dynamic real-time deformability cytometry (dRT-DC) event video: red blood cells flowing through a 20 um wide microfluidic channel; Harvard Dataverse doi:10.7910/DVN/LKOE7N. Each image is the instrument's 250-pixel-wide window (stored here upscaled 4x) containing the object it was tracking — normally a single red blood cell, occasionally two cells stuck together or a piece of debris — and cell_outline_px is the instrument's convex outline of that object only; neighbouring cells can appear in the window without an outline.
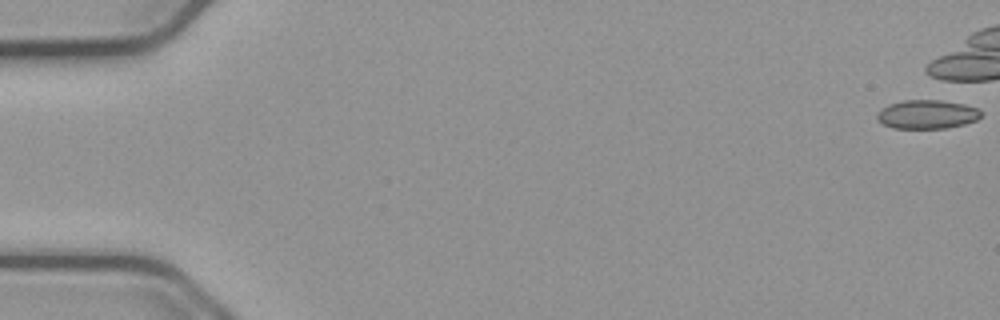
{"species": "common noctule bat (a hibernating species)", "species_latin": "Nyctalus noctula", "temperature_condition": "cold", "stored_images_in_passage": 4, "camera_frame_rate_fps": 3000, "um_per_image_px": 0.085, "animal": {"sex": "male", "body_mass_g": 23.1, "forearm_length_mm": 52.7}, "frame": {"image": 1, "passage_image": 1, "time_ms": 0.0, "image_size_px": [1000, 320], "cell_outline_px": [[980, 116], [976, 120], [964, 124], [948, 128], [892, 128], [876, 120], [876, 116], [888, 104], [904, 100], [940, 100], [964, 104], [980, 108]], "centroid_in_image_um": [78.81, 9.72], "position_along_channel_um": 6.2, "area_um2": 17.4}}